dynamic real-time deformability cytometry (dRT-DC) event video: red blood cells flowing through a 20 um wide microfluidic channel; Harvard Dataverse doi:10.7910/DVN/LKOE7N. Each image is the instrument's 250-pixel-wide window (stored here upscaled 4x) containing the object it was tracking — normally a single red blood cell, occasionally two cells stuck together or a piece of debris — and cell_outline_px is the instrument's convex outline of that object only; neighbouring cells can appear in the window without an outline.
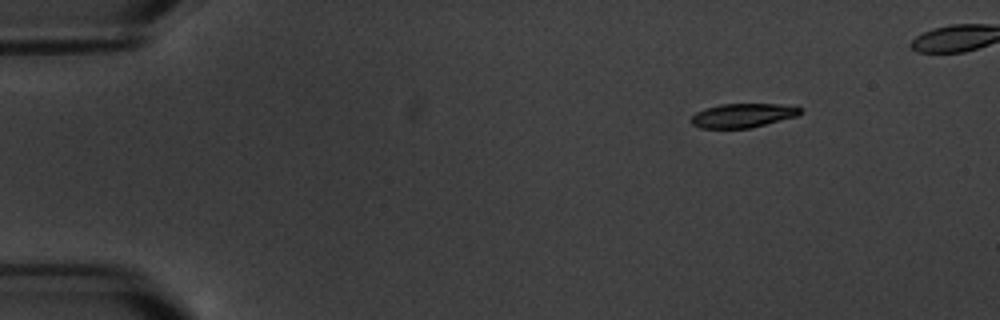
{"species": "common noctule bat (a hibernating species)", "species_latin": "Nyctalus noctula", "temperature_condition": "warm", "stored_images_in_passage": 5, "camera_frame_rate_fps": 3000, "um_per_image_px": 0.085, "animal": {"sex": "male", "body_mass_g": 20.1, "forearm_length_mm": 53.5}, "frame": {"image": 1, "passage_image": 1, "time_ms": 0.0, "image_size_px": [1000, 320], "cell_outline_px": [[804, 112], [796, 116], [752, 128], [700, 128], [692, 124], [688, 120], [696, 112], [704, 108], [720, 104], [780, 104], [804, 108]], "centroid_in_image_um": [63.13, 9.81], "position_along_channel_um": 21.9, "area_um2": 15.49}}